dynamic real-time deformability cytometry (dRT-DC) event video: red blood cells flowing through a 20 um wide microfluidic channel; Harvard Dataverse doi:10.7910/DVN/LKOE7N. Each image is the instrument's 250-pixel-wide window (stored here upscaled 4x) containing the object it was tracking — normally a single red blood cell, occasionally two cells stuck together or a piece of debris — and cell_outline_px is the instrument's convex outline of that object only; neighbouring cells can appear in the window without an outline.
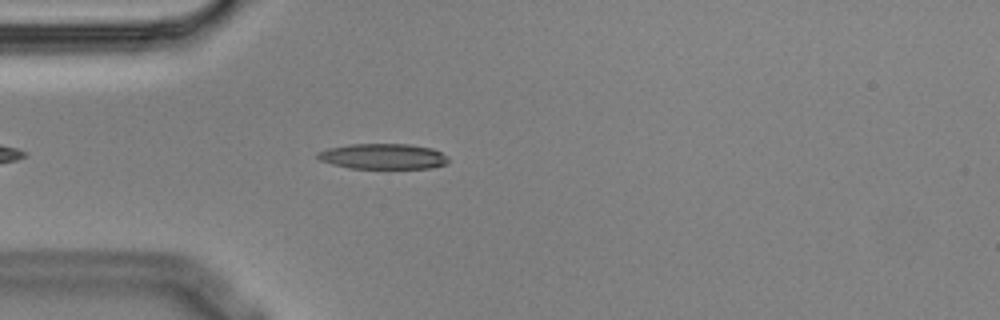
{"species": "Egyptian fruit bat (a non-hibernating species)", "species_latin": "Rousettus aegyptiacus", "temperature_condition": "cold", "stored_images_in_passage": 5, "camera_frame_rate_fps": 3000, "um_per_image_px": 0.085, "animal": {"sex": "male"}, "frame": {"image": 1, "passage_image": 5, "time_ms": 1.333, "image_size_px": [1000, 320], "cell_outline_px": [[448, 164], [432, 168], [348, 168], [332, 164], [320, 160], [316, 156], [316, 152], [328, 148], [348, 144], [408, 144], [432, 148], [448, 156]], "centroid_in_image_um": [32.56, 13.29], "position_along_channel_um": 52.4, "area_um2": 19.54}}